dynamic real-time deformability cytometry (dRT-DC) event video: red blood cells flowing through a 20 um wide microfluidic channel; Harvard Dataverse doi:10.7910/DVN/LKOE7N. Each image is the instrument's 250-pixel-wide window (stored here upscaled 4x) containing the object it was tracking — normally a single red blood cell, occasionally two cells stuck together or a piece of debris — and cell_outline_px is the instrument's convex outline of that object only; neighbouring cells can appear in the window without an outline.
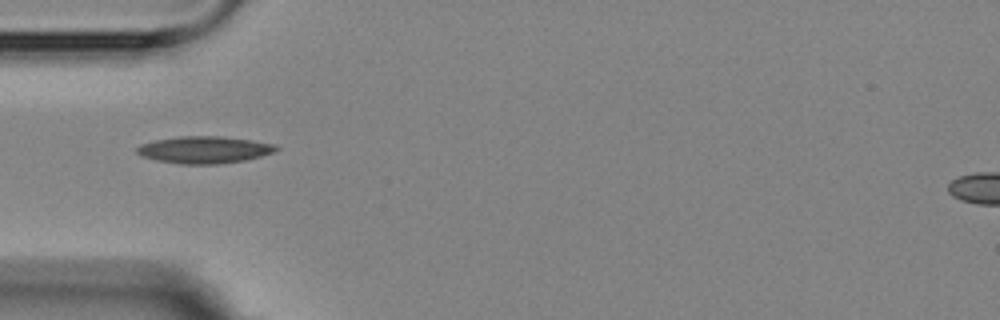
{"species": "Egyptian fruit bat (a non-hibernating species)", "species_latin": "Rousettus aegyptiacus", "temperature_condition": "room temperature", "stored_images_in_passage": 2, "camera_frame_rate_fps": 3000, "um_per_image_px": 0.085, "animal": {"sex": "female"}, "frame": {"image": 1, "passage_image": 1, "time_ms": 0.0, "image_size_px": [1000, 320], "cell_outline_px": [[280, 148], [272, 152], [260, 156], [244, 160], [216, 164], [180, 164], [156, 160], [140, 156], [136, 152], [136, 148], [140, 144], [156, 140], [180, 136], [224, 136], [252, 140], [276, 144]], "centroid_in_image_um": [17.35, 12.72], "position_along_channel_um": 67.7, "area_um2": 21.96}}
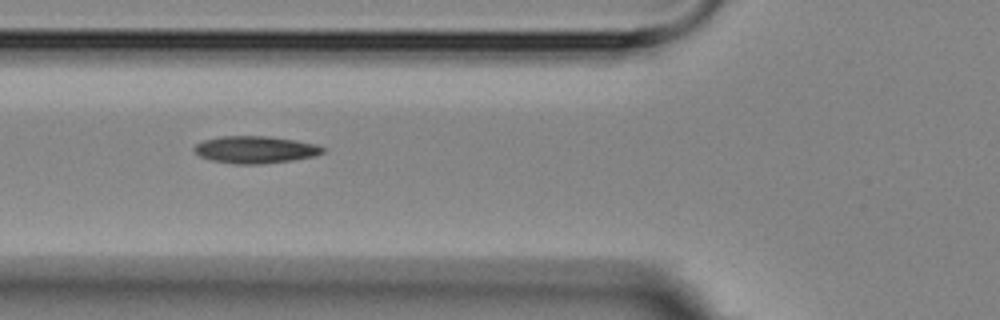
{"frame": {"image": 2, "passage_image": 2, "time_ms": 1.0, "image_size_px": [1000, 320], "cell_outline_px": [[328, 148], [324, 152], [316, 156], [292, 160], [260, 164], [236, 164], [212, 160], [200, 156], [192, 148], [196, 144], [204, 140], [220, 136], [268, 136], [296, 140], [316, 144]], "centroid_in_image_um": [21.74, 12.71], "position_along_channel_um": 104.1, "area_um2": 20.46}}